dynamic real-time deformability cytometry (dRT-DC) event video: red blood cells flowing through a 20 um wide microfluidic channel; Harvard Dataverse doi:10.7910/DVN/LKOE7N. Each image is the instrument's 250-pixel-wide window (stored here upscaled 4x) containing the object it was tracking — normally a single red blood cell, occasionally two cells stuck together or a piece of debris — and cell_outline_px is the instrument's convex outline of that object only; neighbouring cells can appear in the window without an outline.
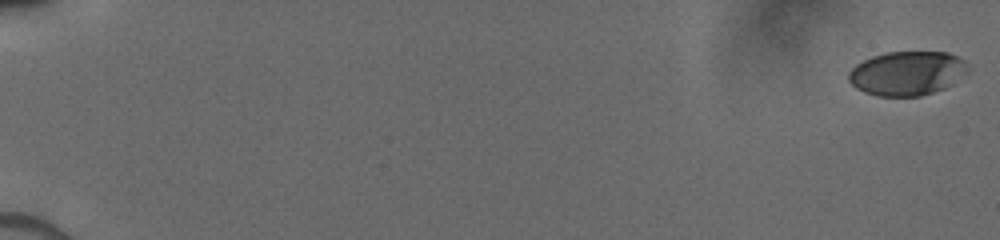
{"species": "human", "species_latin": "Homo sapiens", "temperature_condition": "cold", "stored_images_in_passage": 58, "camera_frame_rate_fps": 3000, "um_per_image_px": 0.085, "donor": {"sex": "male"}, "frame": {"image": 1, "passage_image": 1, "time_ms": 0.0, "image_size_px": [1000, 240], "cell_outline_px": [[968, 72], [952, 84], [944, 88], [920, 96], [876, 96], [864, 92], [856, 88], [848, 80], [848, 72], [856, 64], [872, 56], [884, 52], [948, 52], [964, 60], [968, 68]], "centroid_in_image_um": [77.09, 6.23], "position_along_channel_um": 7.9, "area_um2": 30.75}}
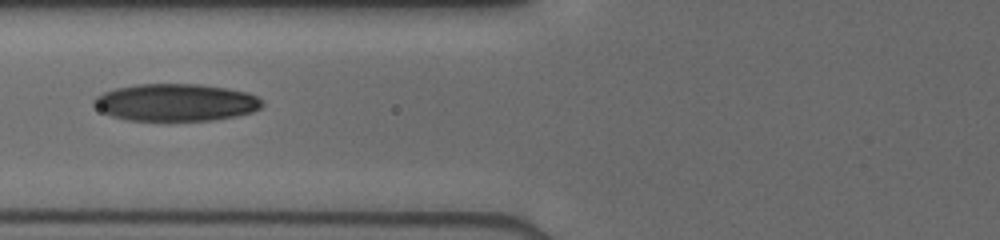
{"frame": {"image": 2, "passage_image": 24, "time_ms": 7.667, "image_size_px": [1000, 240], "cell_outline_px": [[264, 104], [260, 108], [252, 112], [236, 116], [216, 120], [168, 124], [128, 120], [112, 116], [104, 112], [92, 104], [92, 100], [96, 96], [104, 92], [116, 88], [140, 84], [196, 84], [224, 88], [248, 92], [256, 96]], "centroid_in_image_um": [14.93, 8.76], "position_along_channel_um": 110.9, "area_um2": 37.63}}
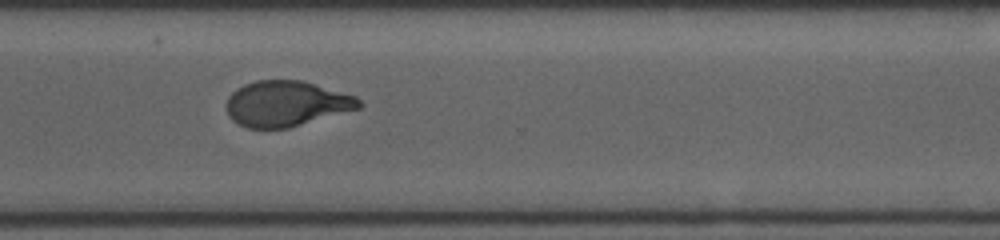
{"frame": {"image": 3, "passage_image": 57, "time_ms": 13.333, "image_size_px": [1000, 240], "cell_outline_px": [[364, 104], [360, 108], [288, 128], [248, 128], [232, 120], [228, 116], [228, 96], [236, 88], [244, 84], [256, 80], [304, 80], [356, 96]], "centroid_in_image_um": [24.35, 8.8], "position_along_channel_um": 346.2, "area_um2": 35.2}}